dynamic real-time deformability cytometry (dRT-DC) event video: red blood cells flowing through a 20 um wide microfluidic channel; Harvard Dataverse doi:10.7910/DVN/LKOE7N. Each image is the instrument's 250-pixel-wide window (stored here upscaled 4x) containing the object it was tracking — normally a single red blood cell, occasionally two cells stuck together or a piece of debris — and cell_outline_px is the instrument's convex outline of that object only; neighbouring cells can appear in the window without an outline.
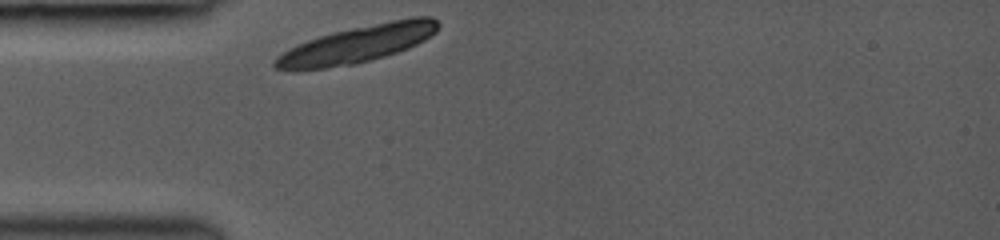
{"species": "common noctule bat (a hibernating species)", "species_latin": "Nyctalus noctula", "temperature_condition": "room temperature", "stored_images_in_passage": 9, "camera_frame_rate_fps": 3000, "um_per_image_px": 0.085, "animal": {"sex": "female", "body_mass_g": 19.0, "forearm_length_mm": 53.3}, "frame": {"image": 1, "passage_image": 1, "time_ms": 0.0, "image_size_px": [1000, 240], "cell_outline_px": [[440, 24], [436, 32], [424, 40], [408, 48], [384, 56], [356, 64], [296, 72], [276, 68], [272, 64], [272, 60], [276, 56], [288, 48], [308, 40], [320, 36], [352, 28], [412, 16], [432, 16]], "centroid_in_image_um": [30.32, 3.78], "position_along_channel_um": 54.7, "area_um2": 35.43}}